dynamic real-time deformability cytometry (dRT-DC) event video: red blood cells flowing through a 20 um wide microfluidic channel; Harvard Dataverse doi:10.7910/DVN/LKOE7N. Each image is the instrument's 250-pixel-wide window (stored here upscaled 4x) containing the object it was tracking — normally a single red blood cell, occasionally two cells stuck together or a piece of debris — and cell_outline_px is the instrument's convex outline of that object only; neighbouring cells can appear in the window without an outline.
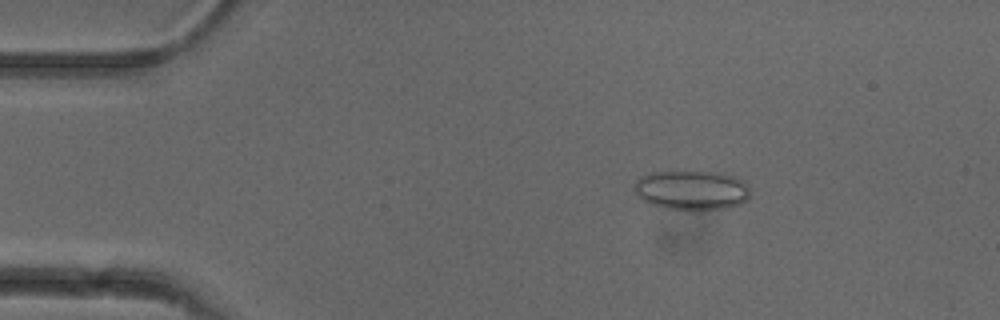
{"species": "common noctule bat (a hibernating species)", "species_latin": "Nyctalus noctula", "temperature_condition": "cold", "stored_images_in_passage": 53, "camera_frame_rate_fps": 3000, "um_per_image_px": 0.085, "animal": {"sex": "female"}, "frame": {"image": 1, "passage_image": 9, "time_ms": 2.667, "image_size_px": [1000, 320], "cell_outline_px": [[748, 196], [740, 204], [724, 208], [700, 212], [664, 208], [652, 204], [644, 200], [636, 192], [636, 180], [640, 176], [652, 172], [680, 168], [720, 172], [732, 176], [740, 180], [748, 188]], "centroid_in_image_um": [58.76, 16.13], "position_along_channel_um": 26.2, "area_um2": 27.51}}
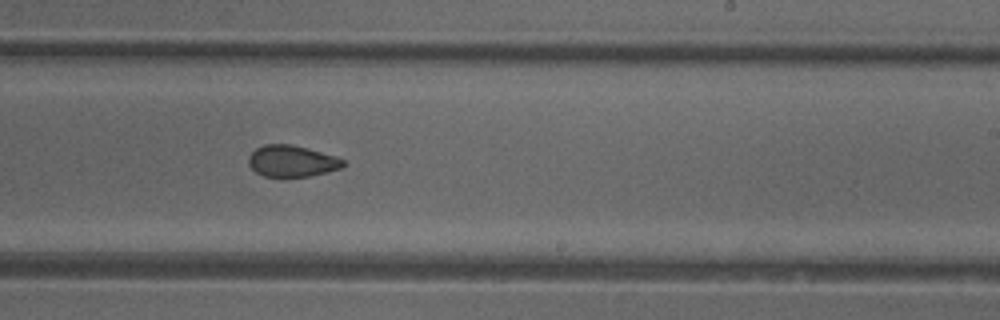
{"frame": {"image": 2, "passage_image": 32, "time_ms": 10.333, "image_size_px": [1000, 320], "cell_outline_px": [[348, 164], [340, 168], [308, 176], [264, 176], [256, 172], [248, 164], [248, 156], [256, 148], [264, 144], [292, 144], [308, 148], [336, 156], [344, 160]], "centroid_in_image_um": [24.81, 13.67], "position_along_channel_um": 264.2, "area_um2": 17.28}}
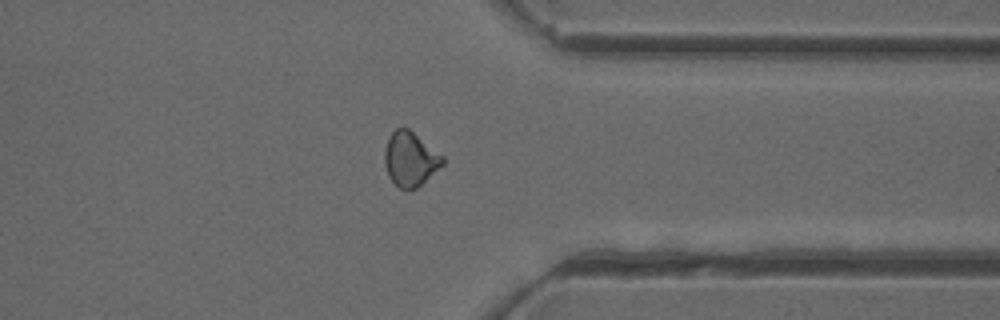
{"frame": {"image": 3, "passage_image": 41, "time_ms": 13.333, "image_size_px": [1000, 320], "cell_outline_px": [[444, 164], [416, 188], [400, 188], [388, 176], [384, 164], [384, 152], [388, 136], [396, 128], [408, 128], [444, 156]], "centroid_in_image_um": [34.86, 13.49], "position_along_channel_um": 376.5, "area_um2": 18.21}, "authors_computed_cell_mechanics": {"area_um2": 18.785, "velocity_mm_per_s": 3.9212, "shape_relaxation_time_tau1_ms": null, "shape_relaxation_time_tau2_ms": 2.0652, "deformation_change_tau1": null, "deformation_change_tau2": 0.0673}}